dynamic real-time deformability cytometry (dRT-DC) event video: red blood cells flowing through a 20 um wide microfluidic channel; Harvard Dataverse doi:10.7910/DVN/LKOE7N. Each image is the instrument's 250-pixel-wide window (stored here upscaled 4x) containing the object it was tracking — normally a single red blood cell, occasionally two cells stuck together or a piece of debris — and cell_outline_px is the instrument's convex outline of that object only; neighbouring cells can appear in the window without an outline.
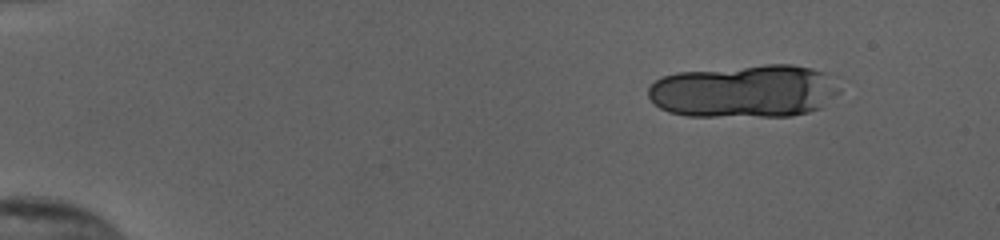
{"species": "human", "species_latin": "Homo sapiens", "temperature_condition": "cold", "stored_images_in_passage": 16, "camera_frame_rate_fps": 3000, "um_per_image_px": 0.085, "donor": {"sex": "female"}, "frame": {"image": 1, "passage_image": 1, "time_ms": 0.0, "image_size_px": [1000, 240], "cell_outline_px": [[840, 92], [820, 108], [808, 112], [792, 116], [688, 116], [668, 112], [660, 108], [648, 96], [648, 88], [656, 80], [664, 76], [676, 72], [764, 64], [792, 64], [812, 68], [824, 72], [840, 88]], "centroid_in_image_um": [63.27, 7.75], "position_along_channel_um": 21.7, "area_um2": 59.19}}